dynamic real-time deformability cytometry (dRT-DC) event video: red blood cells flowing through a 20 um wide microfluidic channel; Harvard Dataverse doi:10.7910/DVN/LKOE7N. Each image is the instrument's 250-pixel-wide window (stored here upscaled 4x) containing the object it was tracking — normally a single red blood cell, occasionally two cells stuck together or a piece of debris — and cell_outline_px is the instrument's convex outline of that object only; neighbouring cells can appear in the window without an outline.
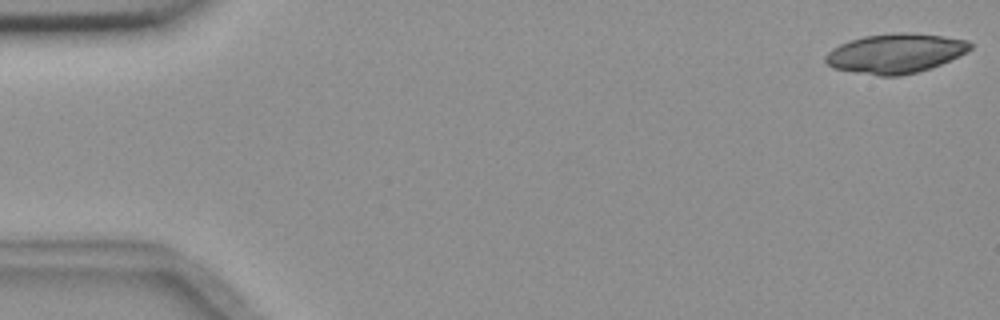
{"species": "common noctule bat (a hibernating species)", "species_latin": "Nyctalus noctula", "temperature_condition": "room temperature", "stored_images_in_passage": 4, "camera_frame_rate_fps": 3000, "um_per_image_px": 0.085, "animal": {"sex": "female", "body_mass_g": 18.4}, "frame": {"image": 1, "passage_image": 1, "time_ms": 0.0, "image_size_px": [1000, 320], "cell_outline_px": [[972, 48], [932, 68], [900, 76], [880, 76], [832, 68], [824, 60], [824, 56], [828, 52], [840, 44], [864, 36], [900, 32], [940, 36], [968, 40], [972, 44]], "centroid_in_image_um": [76.08, 4.55], "position_along_channel_um": 8.9, "area_um2": 32.83}}